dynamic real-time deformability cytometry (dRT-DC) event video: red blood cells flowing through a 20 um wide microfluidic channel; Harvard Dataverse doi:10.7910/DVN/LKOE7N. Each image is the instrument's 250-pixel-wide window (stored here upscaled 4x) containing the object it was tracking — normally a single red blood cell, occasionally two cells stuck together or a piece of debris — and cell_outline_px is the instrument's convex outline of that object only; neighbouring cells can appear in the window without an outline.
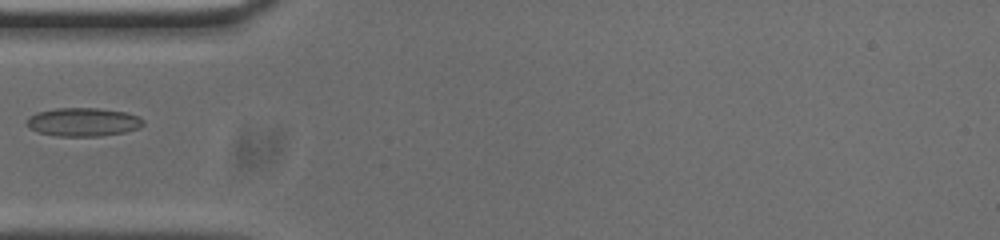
{"species": "common noctule bat (a hibernating species)", "species_latin": "Nyctalus noctula", "temperature_condition": "cold", "stored_images_in_passage": 32, "camera_frame_rate_fps": 3000, "um_per_image_px": 0.085, "animal": {"sex": "male", "body_mass_g": 20.0, "forearm_length_mm": 53.3}, "frame": {"image": 1, "passage_image": 1, "time_ms": 0.0, "image_size_px": [1000, 240], "cell_outline_px": [[144, 124], [140, 128], [124, 132], [100, 136], [56, 136], [40, 132], [28, 128], [28, 116], [36, 112], [56, 108], [96, 108], [124, 112], [136, 116], [144, 120]], "centroid_in_image_um": [7.06, 10.37], "position_along_channel_um": 77.9, "area_um2": 19.25}}
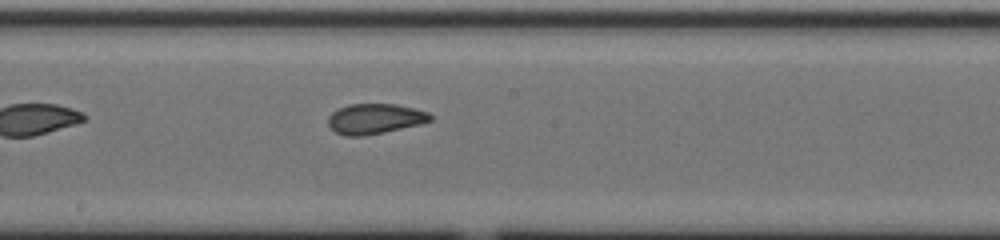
{"frame": {"image": 2, "passage_image": 12, "time_ms": 3.667, "image_size_px": [1000, 240], "cell_outline_px": [[432, 120], [420, 124], [384, 132], [364, 136], [344, 136], [336, 132], [328, 124], [328, 116], [332, 112], [348, 104], [396, 104], [428, 112], [432, 116]], "centroid_in_image_um": [31.85, 10.1], "position_along_channel_um": 216.4, "area_um2": 17.92}}
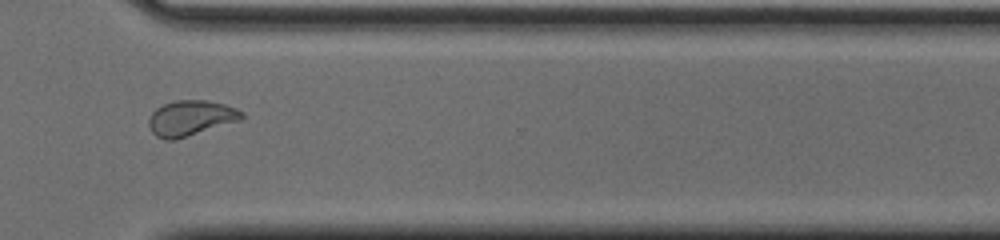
{"frame": {"image": 3, "passage_image": 23, "time_ms": 7.333, "image_size_px": [1000, 240], "cell_outline_px": [[244, 116], [240, 120], [176, 140], [164, 140], [156, 136], [152, 132], [148, 124], [148, 120], [152, 112], [156, 108], [164, 104], [176, 100], [208, 100], [224, 104], [236, 108], [244, 112]], "centroid_in_image_um": [16.2, 10.04], "position_along_channel_um": 354.4, "area_um2": 19.25}}